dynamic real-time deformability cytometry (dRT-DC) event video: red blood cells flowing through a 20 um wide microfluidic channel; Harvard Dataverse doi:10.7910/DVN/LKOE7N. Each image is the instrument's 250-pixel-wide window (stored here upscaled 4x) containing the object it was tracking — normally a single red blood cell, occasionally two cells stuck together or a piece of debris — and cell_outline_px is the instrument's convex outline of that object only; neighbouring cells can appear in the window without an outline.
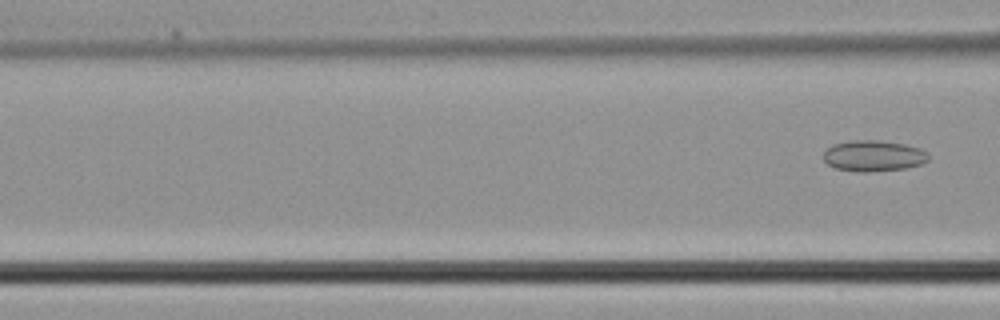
{"species": "common noctule bat (a hibernating species)", "species_latin": "Nyctalus noctula", "temperature_condition": "cold", "stored_images_in_passage": 5, "segment_of_instrument_passage": [2, 2], "camera_frame_rate_fps": 3000, "um_per_image_px": 0.085, "animal": {"sex": "male", "body_mass_g": 21.5, "forearm_length_mm": 52.0}, "frame": {"image": 1, "passage_image": 5, "time_ms": 1.333, "image_size_px": [1000, 320], "cell_outline_px": [[928, 160], [920, 164], [904, 168], [868, 172], [860, 172], [836, 168], [828, 164], [824, 160], [824, 152], [832, 144], [852, 140], [876, 140], [904, 144], [920, 148], [928, 152]], "centroid_in_image_um": [74.24, 13.24], "position_along_channel_um": 92.4, "area_um2": 18.84}}